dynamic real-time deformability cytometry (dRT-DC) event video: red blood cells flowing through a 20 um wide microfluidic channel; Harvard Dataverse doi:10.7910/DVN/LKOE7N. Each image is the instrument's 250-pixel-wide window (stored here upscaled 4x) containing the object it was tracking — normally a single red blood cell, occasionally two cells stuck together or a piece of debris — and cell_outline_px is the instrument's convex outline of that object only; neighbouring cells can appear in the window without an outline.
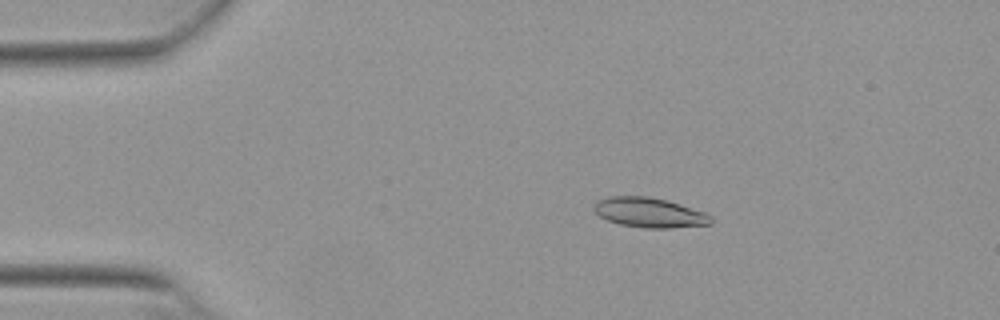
{"species": "Egyptian fruit bat (a non-hibernating species)", "species_latin": "Rousettus aegyptiacus", "temperature_condition": "warm", "stored_images_in_passage": 53, "camera_frame_rate_fps": 3000, "um_per_image_px": 0.085, "animal": {"sex": "female"}, "frame": {"image": 1, "passage_image": 10, "time_ms": 3.0, "image_size_px": [1000, 320], "cell_outline_px": [[712, 224], [672, 228], [644, 228], [620, 224], [608, 220], [600, 216], [592, 208], [592, 204], [596, 200], [608, 196], [648, 196], [668, 200], [704, 212], [712, 216]], "centroid_in_image_um": [55.18, 18.06], "position_along_channel_um": 29.8, "area_um2": 20.52}}
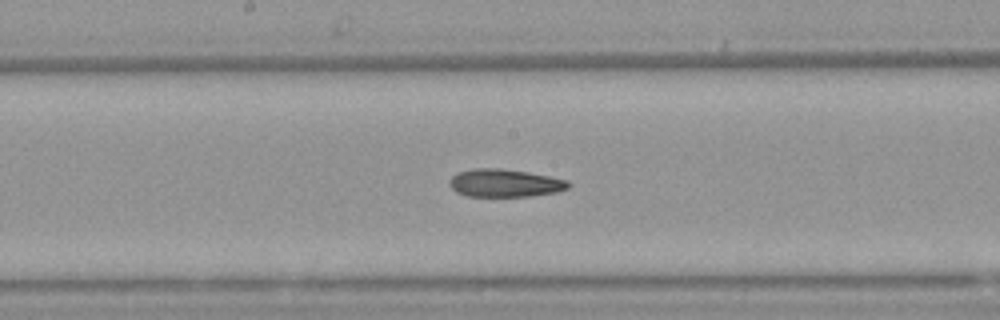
{"frame": {"image": 2, "passage_image": 28, "time_ms": 9.0, "image_size_px": [1000, 320], "cell_outline_px": [[572, 184], [568, 188], [556, 192], [528, 196], [468, 196], [456, 192], [448, 184], [448, 180], [452, 176], [460, 172], [472, 168], [500, 168], [528, 172], [568, 180]], "centroid_in_image_um": [42.9, 15.55], "position_along_channel_um": 205.3, "area_um2": 19.31}}
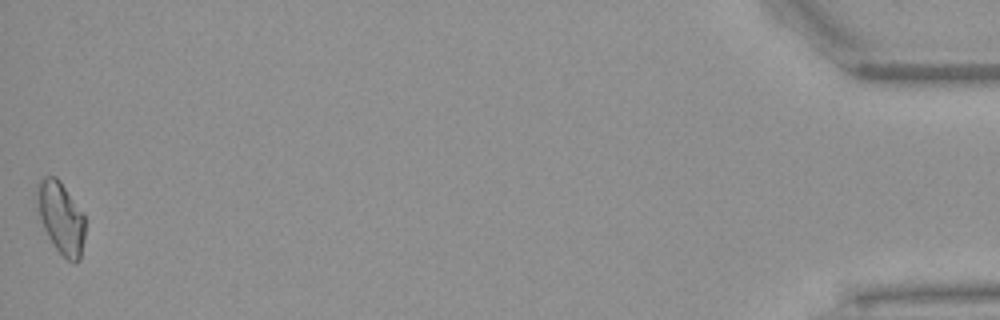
{"frame": {"image": 3, "passage_image": 53, "time_ms": 17.333, "image_size_px": [1000, 320], "cell_outline_px": [[84, 236], [80, 260], [76, 264], [72, 264], [56, 248], [48, 236], [40, 220], [36, 200], [36, 184], [44, 176], [56, 176], [60, 180], [84, 216]], "centroid_in_image_um": [5.16, 18.5], "position_along_channel_um": 430.0, "area_um2": 20.06}, "authors_computed_cell_mechanics": {"area_um2": 19.7676, "velocity_mm_per_s": 3.8626, "shape_relaxation_time_tau1_ms": null, "shape_relaxation_time_tau2_ms": 8.0987, "deformation_change_tau1": null, "deformation_change_tau2": 0.1817}}